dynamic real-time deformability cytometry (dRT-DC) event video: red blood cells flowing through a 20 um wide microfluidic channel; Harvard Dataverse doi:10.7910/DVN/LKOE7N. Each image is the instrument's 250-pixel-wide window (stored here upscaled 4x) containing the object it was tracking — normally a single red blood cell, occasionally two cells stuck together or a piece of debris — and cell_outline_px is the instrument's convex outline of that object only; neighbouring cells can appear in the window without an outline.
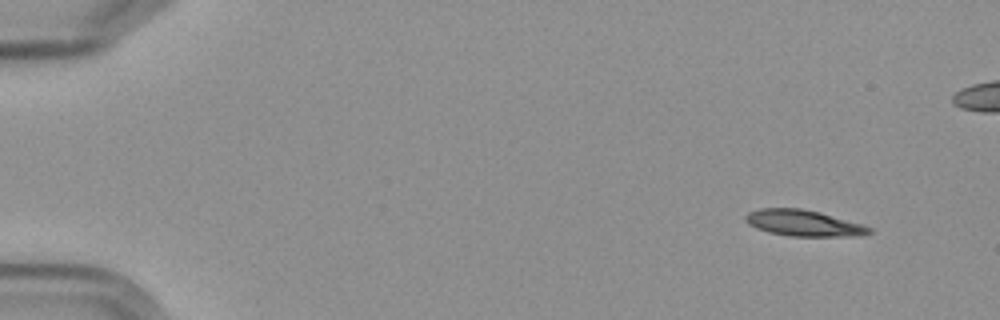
{"species": "Egyptian fruit bat (a non-hibernating species)", "species_latin": "Rousettus aegyptiacus", "temperature_condition": "cold", "stored_images_in_passage": 6, "segment_of_instrument_passage": [1, 2], "camera_frame_rate_fps": 3000, "um_per_image_px": 0.085, "frame": {"image": 1, "passage_image": 1, "time_ms": 0.0, "image_size_px": [1000, 320], "cell_outline_px": [[872, 232], [856, 236], [788, 236], [768, 232], [756, 228], [748, 224], [744, 220], [744, 216], [748, 212], [760, 208], [800, 208], [820, 212], [864, 224], [872, 228]], "centroid_in_image_um": [68.29, 18.96], "position_along_channel_um": 16.7, "area_um2": 19.02}}
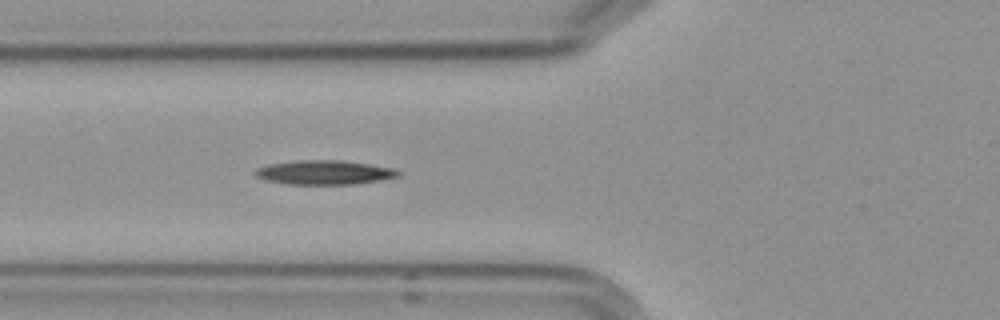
{"frame": {"image": 2, "passage_image": 5, "time_ms": 5.667, "image_size_px": [1000, 320], "cell_outline_px": [[400, 176], [380, 180], [356, 184], [288, 184], [264, 180], [256, 176], [252, 172], [256, 168], [268, 164], [300, 160], [344, 160], [392, 168], [400, 172]], "centroid_in_image_um": [27.53, 14.65], "position_along_channel_um": 98.3, "area_um2": 20.23}}